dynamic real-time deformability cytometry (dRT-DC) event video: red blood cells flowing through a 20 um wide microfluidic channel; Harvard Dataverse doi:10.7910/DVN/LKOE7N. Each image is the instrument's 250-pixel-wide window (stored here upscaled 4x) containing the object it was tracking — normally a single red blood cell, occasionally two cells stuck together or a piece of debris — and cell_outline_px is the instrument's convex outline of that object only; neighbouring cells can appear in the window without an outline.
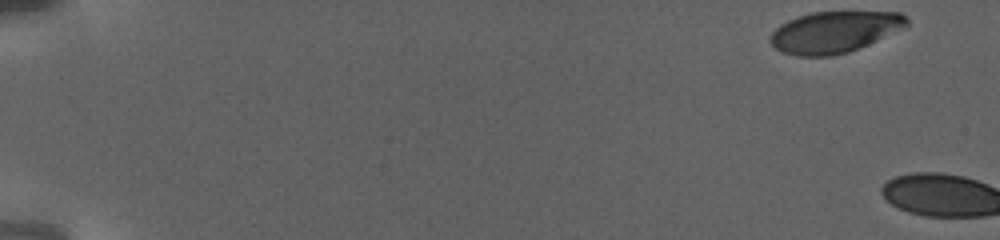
{"species": "human", "species_latin": "Homo sapiens", "temperature_condition": "warm", "stored_images_in_passage": 4, "camera_frame_rate_fps": 3000, "um_per_image_px": 0.085, "donor": {"sex": "female"}, "frame": {"image": 1, "passage_image": 1, "time_ms": 0.0, "image_size_px": [1000, 240], "cell_outline_px": [[908, 24], [904, 28], [860, 48], [848, 52], [832, 56], [796, 56], [784, 52], [776, 48], [772, 44], [772, 32], [780, 24], [788, 20], [812, 12], [900, 12], [908, 16]], "centroid_in_image_um": [70.97, 2.72], "position_along_channel_um": 14.0, "area_um2": 32.77}}